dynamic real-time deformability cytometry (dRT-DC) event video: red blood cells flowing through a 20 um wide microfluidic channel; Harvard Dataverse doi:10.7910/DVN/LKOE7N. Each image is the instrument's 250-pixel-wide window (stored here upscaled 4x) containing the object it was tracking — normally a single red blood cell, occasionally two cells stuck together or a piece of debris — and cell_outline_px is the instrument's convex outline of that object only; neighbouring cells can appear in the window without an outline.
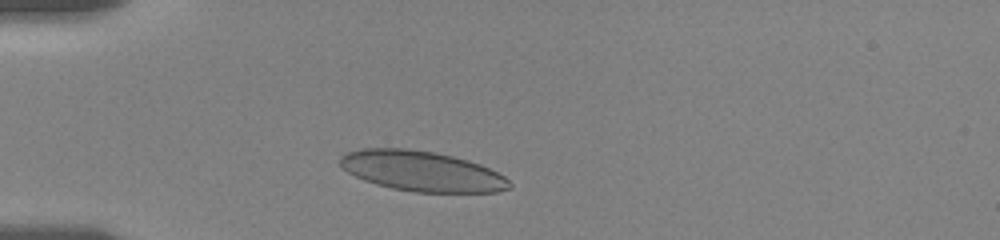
{"species": "human", "species_latin": "Homo sapiens", "temperature_condition": "room temperature", "stored_images_in_passage": 11, "camera_frame_rate_fps": 3000, "um_per_image_px": 0.085, "donor": {"sex": "female"}, "frame": {"image": 1, "passage_image": 4, "time_ms": 1.667, "image_size_px": [1000, 240], "cell_outline_px": [[512, 188], [496, 192], [416, 192], [392, 188], [376, 184], [364, 180], [348, 172], [340, 164], [340, 156], [344, 152], [360, 148], [408, 148], [436, 152], [468, 160], [480, 164], [504, 176], [512, 184]], "centroid_in_image_um": [35.84, 14.54], "position_along_channel_um": 49.2, "area_um2": 39.77}}
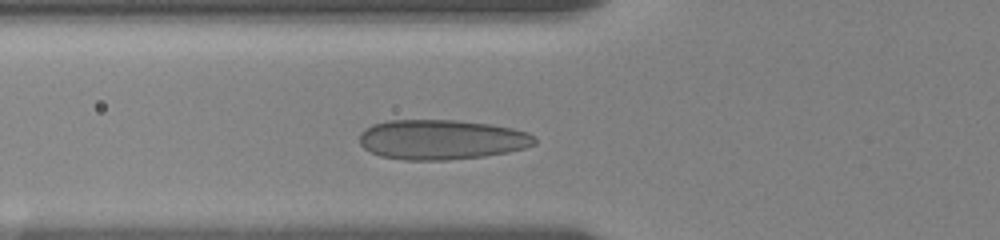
{"frame": {"image": 2, "passage_image": 8, "time_ms": 3.333, "image_size_px": [1000, 240], "cell_outline_px": [[536, 144], [524, 148], [508, 152], [484, 156], [448, 160], [404, 160], [380, 156], [364, 148], [360, 144], [360, 132], [364, 128], [372, 124], [388, 120], [456, 120], [492, 124], [512, 128], [528, 132], [536, 136]], "centroid_in_image_um": [37.54, 11.86], "position_along_channel_um": 88.3, "area_um2": 41.04}}
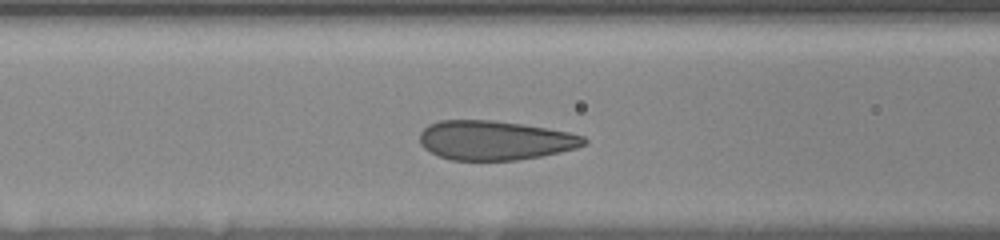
{"frame": {"image": 3, "passage_image": 10, "time_ms": 4.333, "image_size_px": [1000, 240], "cell_outline_px": [[588, 144], [576, 148], [560, 152], [540, 156], [516, 160], [452, 160], [440, 156], [424, 148], [420, 144], [420, 132], [428, 124], [440, 120], [492, 120], [524, 124], [548, 128], [568, 132], [584, 136], [588, 140]], "centroid_in_image_um": [42.08, 11.92], "position_along_channel_um": 124.5, "area_um2": 37.74}}